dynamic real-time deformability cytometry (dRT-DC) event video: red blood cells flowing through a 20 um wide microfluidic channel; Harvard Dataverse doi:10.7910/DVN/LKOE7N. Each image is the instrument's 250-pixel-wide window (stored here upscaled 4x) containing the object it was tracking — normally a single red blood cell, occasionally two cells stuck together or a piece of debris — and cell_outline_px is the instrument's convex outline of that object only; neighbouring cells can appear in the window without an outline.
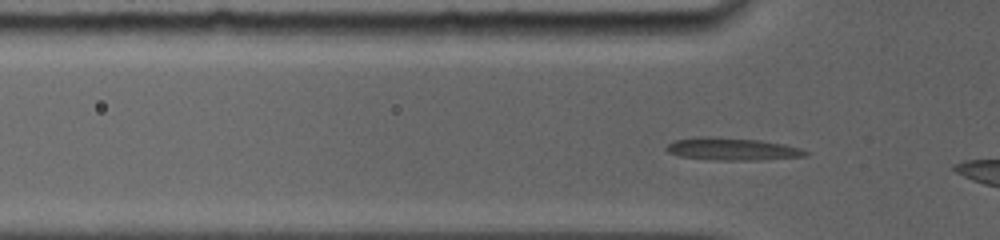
{"species": "common noctule bat (a hibernating species)", "species_latin": "Nyctalus noctula", "temperature_condition": "room temperature", "stored_images_in_passage": 6, "camera_frame_rate_fps": 5000, "um_per_image_px": 0.085, "animal": {"sex": "female", "body_mass_g": 19.0, "forearm_length_mm": 56.7}, "frame": {"image": 1, "passage_image": 4, "time_ms": 0.8, "image_size_px": [1000, 240], "cell_outline_px": [[808, 156], [760, 160], [720, 160], [680, 156], [668, 152], [664, 148], [668, 144], [676, 140], [696, 136], [708, 136], [760, 140], [784, 144], [800, 148], [808, 152]], "centroid_in_image_um": [62.24, 12.66], "position_along_channel_um": 63.6, "area_um2": 18.21}}